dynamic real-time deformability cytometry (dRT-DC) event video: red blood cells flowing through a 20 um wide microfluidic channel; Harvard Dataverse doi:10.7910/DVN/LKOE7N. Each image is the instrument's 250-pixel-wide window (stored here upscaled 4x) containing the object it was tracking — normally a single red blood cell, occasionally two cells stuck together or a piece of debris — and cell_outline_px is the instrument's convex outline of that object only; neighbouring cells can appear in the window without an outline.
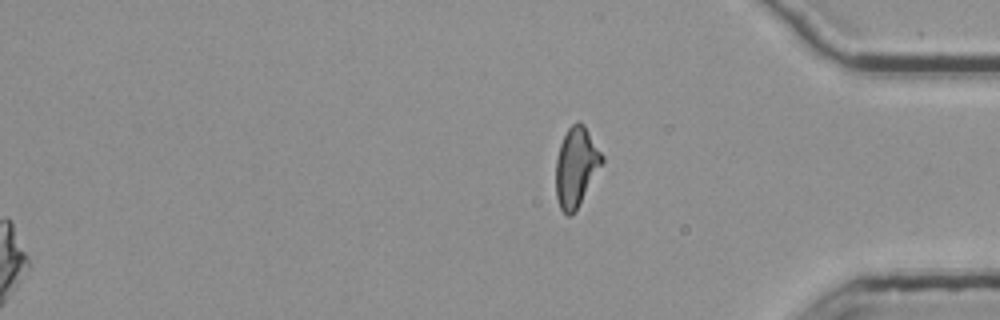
{"species": "common noctule bat (a hibernating species)", "species_latin": "Nyctalus noctula", "temperature_condition": "room temperature", "stored_images_in_passage": 55, "segment_of_instrument_passage": [2, 2], "camera_frame_rate_fps": 3000, "um_per_image_px": 0.085, "animal": {"sex": "female", "body_mass_g": 25.1}, "frame": {"image": 1, "passage_image": 55, "time_ms": 18.0, "image_size_px": [1000, 320], "cell_outline_px": [[604, 160], [572, 216], [568, 216], [560, 208], [556, 196], [556, 160], [560, 144], [568, 128], [576, 120], [580, 120], [584, 124], [604, 156]], "centroid_in_image_um": [48.96, 14.14], "position_along_channel_um": 386.2, "area_um2": 21.15}}